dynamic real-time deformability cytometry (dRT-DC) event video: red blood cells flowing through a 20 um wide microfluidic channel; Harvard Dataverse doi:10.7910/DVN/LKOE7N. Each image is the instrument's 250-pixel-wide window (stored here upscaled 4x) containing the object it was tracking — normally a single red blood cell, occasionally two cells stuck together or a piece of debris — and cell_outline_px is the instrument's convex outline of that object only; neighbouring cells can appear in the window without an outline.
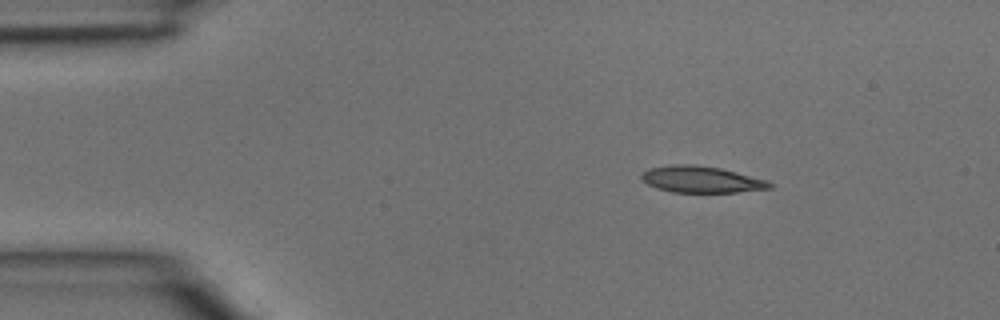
{"species": "common noctule bat (a hibernating species)", "species_latin": "Nyctalus noctula", "temperature_condition": "room temperature", "stored_images_in_passage": 2, "camera_frame_rate_fps": 3000, "um_per_image_px": 0.085, "animal": {"sex": "male", "body_mass_g": 15.6}, "frame": {"image": 1, "passage_image": 1, "time_ms": 0.0, "image_size_px": [1000, 320], "cell_outline_px": [[772, 188], [736, 192], [672, 192], [656, 188], [648, 184], [640, 176], [640, 172], [648, 168], [672, 164], [692, 164], [720, 168], [768, 180], [772, 184]], "centroid_in_image_um": [59.58, 15.24], "position_along_channel_um": 25.4, "area_um2": 19.83}}